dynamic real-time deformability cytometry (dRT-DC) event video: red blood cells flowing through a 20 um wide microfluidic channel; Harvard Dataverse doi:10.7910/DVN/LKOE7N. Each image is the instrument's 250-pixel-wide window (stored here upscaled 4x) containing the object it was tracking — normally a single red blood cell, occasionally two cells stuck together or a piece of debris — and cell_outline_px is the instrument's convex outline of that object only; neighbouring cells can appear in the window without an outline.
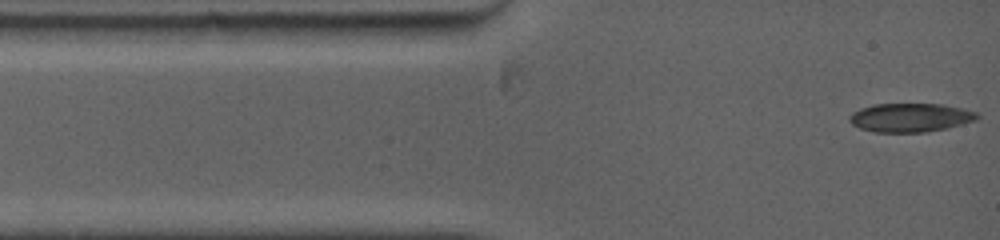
{"species": "common noctule bat (a hibernating species)", "species_latin": "Nyctalus noctula", "temperature_condition": "warm", "stored_images_in_passage": 70, "camera_frame_rate_fps": 5000, "um_per_image_px": 0.085, "animal": {"sex": "female", "body_mass_g": 19.0, "forearm_length_mm": 53.3}, "frame": {"image": 1, "passage_image": 1, "time_ms": 0.0, "image_size_px": [1000, 240], "cell_outline_px": [[980, 116], [976, 120], [948, 128], [924, 132], [876, 132], [860, 128], [852, 124], [848, 120], [848, 116], [852, 112], [860, 108], [876, 104], [944, 104], [976, 112]], "centroid_in_image_um": [77.36, 9.99], "position_along_channel_um": 7.6, "area_um2": 21.39}}
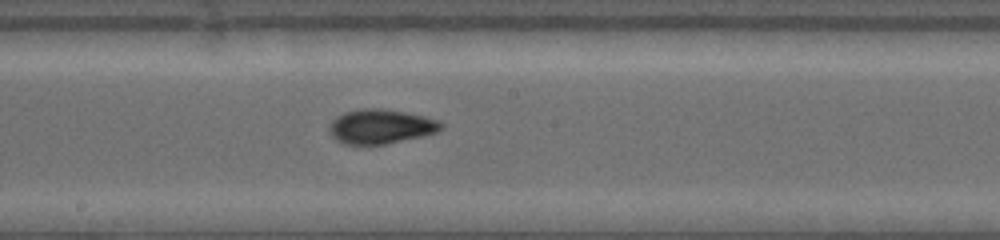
{"frame": {"image": 2, "passage_image": 28, "time_ms": 6.4, "image_size_px": [1000, 240], "cell_outline_px": [[444, 128], [436, 132], [424, 136], [384, 144], [344, 144], [336, 140], [328, 132], [328, 128], [332, 120], [336, 116], [344, 112], [360, 108], [380, 108], [404, 112], [424, 116], [440, 120], [444, 124]], "centroid_in_image_um": [32.36, 10.74], "position_along_channel_um": 215.8, "area_um2": 22.66}}
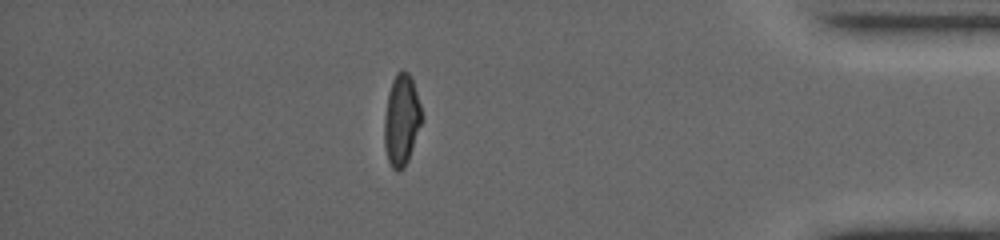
{"frame": {"image": 3, "passage_image": 61, "time_ms": 12.2, "image_size_px": [1000, 240], "cell_outline_px": [[424, 120], [408, 160], [404, 168], [396, 172], [392, 168], [388, 160], [384, 144], [384, 120], [388, 92], [392, 80], [396, 72], [400, 68], [408, 72], [412, 80], [424, 116]], "centroid_in_image_um": [34.14, 10.2], "position_along_channel_um": 401.1, "area_um2": 20.29}, "authors_computed_cell_mechanics": {"area_um2": 21.4727, "velocity_mm_per_s": 3.9355, "shape_relaxation_time_tau1_ms": 7.4871, "shape_relaxation_time_tau2_ms": 0.9852, "deformation_change_tau1": 0.2538, "deformation_change_tau2": 0.0411}}